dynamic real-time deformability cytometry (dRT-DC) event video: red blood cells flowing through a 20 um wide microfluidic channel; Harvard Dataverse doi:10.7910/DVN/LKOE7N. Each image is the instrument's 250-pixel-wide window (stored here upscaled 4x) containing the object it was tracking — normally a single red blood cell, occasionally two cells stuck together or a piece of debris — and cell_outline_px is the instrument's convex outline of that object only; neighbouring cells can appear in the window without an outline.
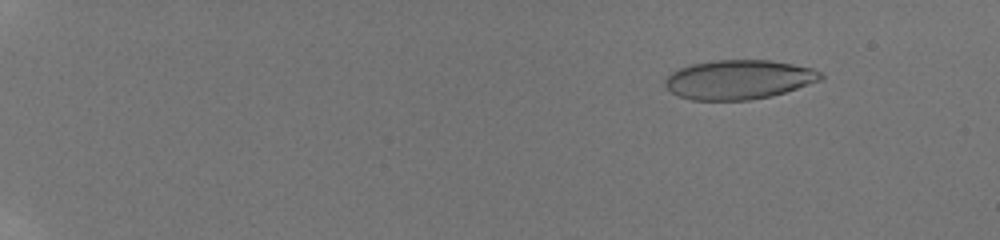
{"species": "human", "species_latin": "Homo sapiens", "temperature_condition": "room temperature", "stored_images_in_passage": 24, "camera_frame_rate_fps": 3000, "um_per_image_px": 0.085, "donor": {"sex": "male"}, "frame": {"image": 1, "passage_image": 5, "time_ms": 2.333, "image_size_px": [1000, 240], "cell_outline_px": [[824, 80], [772, 96], [748, 100], [692, 100], [680, 96], [672, 92], [664, 84], [664, 80], [672, 72], [680, 68], [692, 64], [716, 60], [768, 60], [792, 64], [812, 68], [820, 72], [824, 76]], "centroid_in_image_um": [62.83, 6.77], "position_along_channel_um": 22.2, "area_um2": 35.6}}
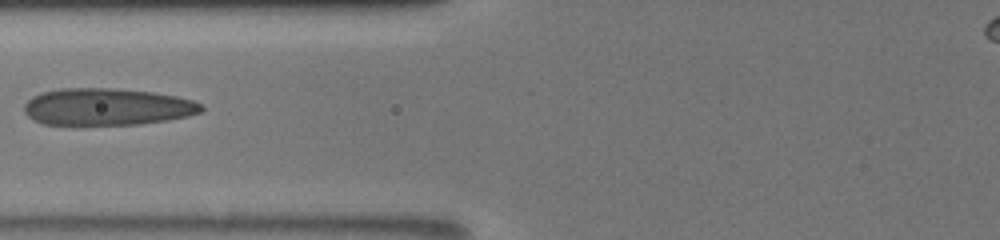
{"frame": {"image": 2, "passage_image": 19, "time_ms": 9.0, "image_size_px": [1000, 240], "cell_outline_px": [[204, 108], [200, 112], [188, 116], [168, 120], [140, 124], [44, 124], [32, 120], [24, 112], [24, 104], [32, 96], [40, 92], [60, 88], [116, 88], [152, 92], [176, 96], [192, 100], [200, 104]], "centroid_in_image_um": [9.07, 9.07], "position_along_channel_um": 116.7, "area_um2": 38.26}}
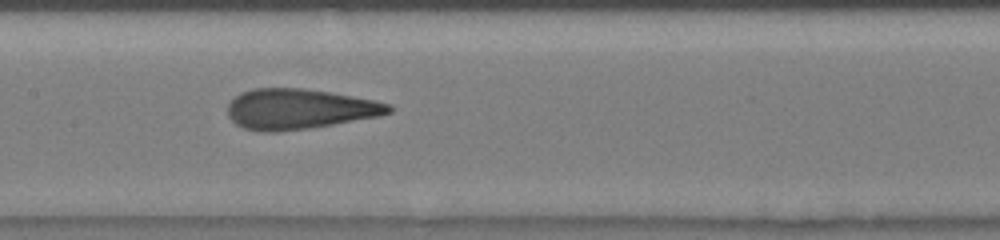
{"frame": {"image": 3, "passage_image": 22, "time_ms": 10.667, "image_size_px": [1000, 240], "cell_outline_px": [[392, 112], [380, 116], [308, 128], [276, 132], [260, 132], [244, 128], [236, 124], [228, 116], [228, 104], [240, 92], [252, 88], [300, 88], [328, 92], [376, 100], [392, 104]], "centroid_in_image_um": [25.43, 9.26], "position_along_channel_um": 182.0, "area_um2": 37.8}}